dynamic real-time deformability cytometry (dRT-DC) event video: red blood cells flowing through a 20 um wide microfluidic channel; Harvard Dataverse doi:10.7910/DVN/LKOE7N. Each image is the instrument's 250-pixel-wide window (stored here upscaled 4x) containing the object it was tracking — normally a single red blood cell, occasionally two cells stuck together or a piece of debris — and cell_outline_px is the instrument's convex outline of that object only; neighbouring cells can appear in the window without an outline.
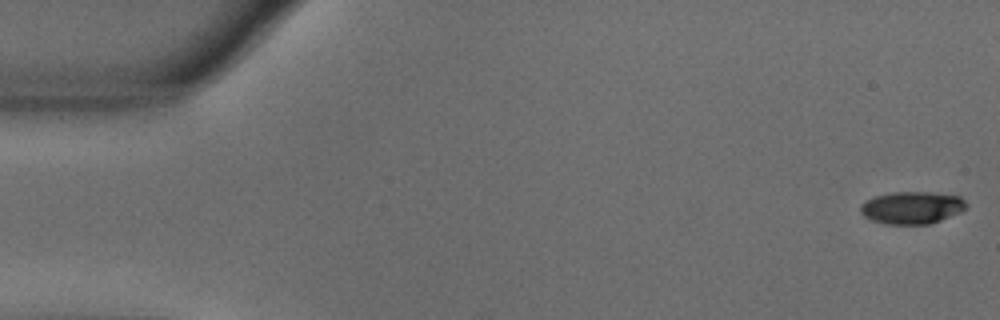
{"species": "common noctule bat (a hibernating species)", "species_latin": "Nyctalus noctula", "temperature_condition": "warm", "stored_images_in_passage": 56, "camera_frame_rate_fps": 3000, "um_per_image_px": 0.085, "animal": {"sex": "male", "body_mass_g": 18.8}, "frame": {"image": 1, "passage_image": 1, "time_ms": 0.0, "image_size_px": [1000, 320], "cell_outline_px": [[968, 204], [960, 212], [940, 220], [928, 224], [884, 224], [872, 220], [864, 216], [860, 212], [860, 204], [876, 196], [892, 192], [928, 192], [960, 196]], "centroid_in_image_um": [77.5, 17.65], "position_along_channel_um": 7.5, "area_um2": 19.83}}
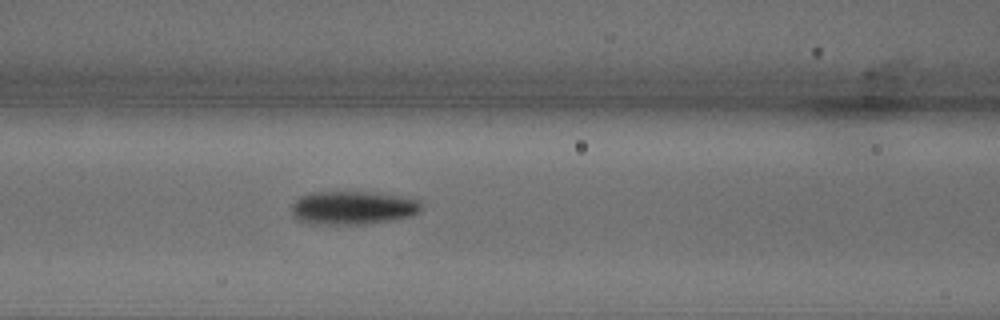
{"frame": {"image": 2, "passage_image": 23, "time_ms": 7.333, "image_size_px": [1000, 320], "cell_outline_px": [[420, 212], [412, 216], [396, 220], [364, 224], [308, 224], [292, 216], [292, 204], [300, 196], [308, 192], [376, 192], [420, 196]], "centroid_in_image_um": [30.09, 17.64], "position_along_channel_um": 136.5, "area_um2": 26.18}}
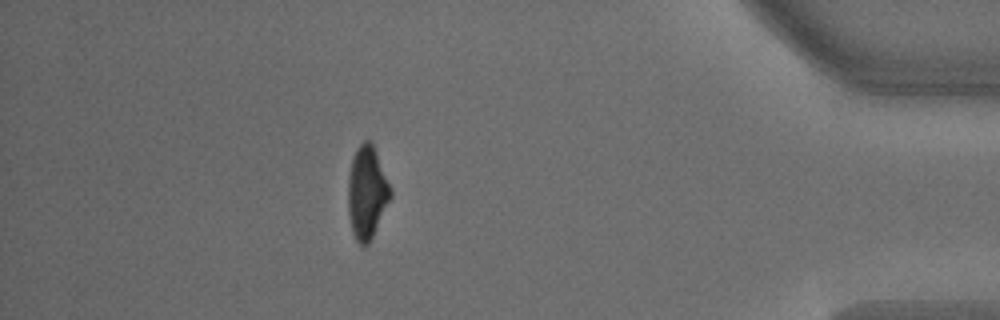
{"frame": {"image": 3, "passage_image": 49, "time_ms": 16.0, "image_size_px": [1000, 320], "cell_outline_px": [[392, 196], [368, 244], [360, 244], [356, 240], [352, 232], [348, 212], [348, 176], [352, 156], [356, 148], [364, 140], [368, 140], [372, 144], [376, 152], [392, 188]], "centroid_in_image_um": [31.18, 16.33], "position_along_channel_um": 404.0, "area_um2": 22.89}, "authors_computed_cell_mechanics": {"area_um2": 22.9466, "velocity_mm_per_s": 3.619, "shape_relaxation_time_tau1_ms": 2.5747, "shape_relaxation_time_tau2_ms": 8.9539, "deformation_change_tau1": 0.1591, "deformation_change_tau2": 0.1334}}